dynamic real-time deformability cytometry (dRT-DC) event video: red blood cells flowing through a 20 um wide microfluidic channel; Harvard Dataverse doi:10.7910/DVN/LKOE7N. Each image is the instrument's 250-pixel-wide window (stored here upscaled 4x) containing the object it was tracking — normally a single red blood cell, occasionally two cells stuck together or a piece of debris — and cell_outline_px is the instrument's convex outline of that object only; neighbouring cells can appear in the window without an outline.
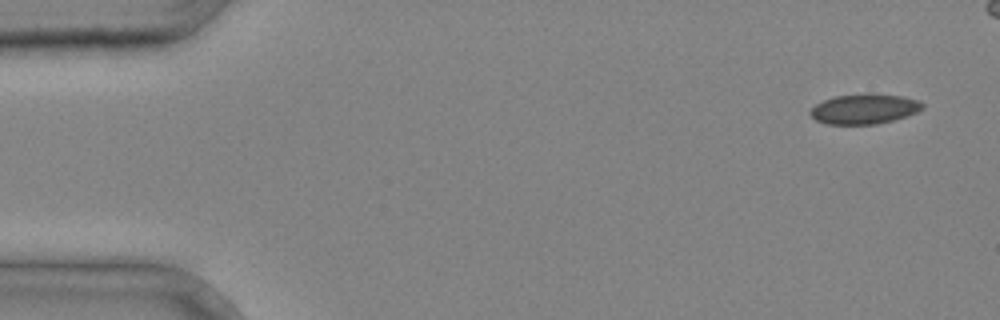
{"species": "common noctule bat (a hibernating species)", "species_latin": "Nyctalus noctula", "temperature_condition": "cold", "stored_images_in_passage": 6, "camera_frame_rate_fps": 3000, "um_per_image_px": 0.085, "animal": {"sex": "male", "body_mass_g": 20.4}, "frame": {"image": 1, "passage_image": 1, "time_ms": 0.0, "image_size_px": [1000, 320], "cell_outline_px": [[924, 108], [908, 116], [876, 124], [828, 124], [816, 120], [808, 112], [816, 104], [824, 100], [836, 96], [864, 92], [872, 92], [900, 96], [920, 100], [924, 104]], "centroid_in_image_um": [73.49, 9.23], "position_along_channel_um": 11.5, "area_um2": 19.88}}